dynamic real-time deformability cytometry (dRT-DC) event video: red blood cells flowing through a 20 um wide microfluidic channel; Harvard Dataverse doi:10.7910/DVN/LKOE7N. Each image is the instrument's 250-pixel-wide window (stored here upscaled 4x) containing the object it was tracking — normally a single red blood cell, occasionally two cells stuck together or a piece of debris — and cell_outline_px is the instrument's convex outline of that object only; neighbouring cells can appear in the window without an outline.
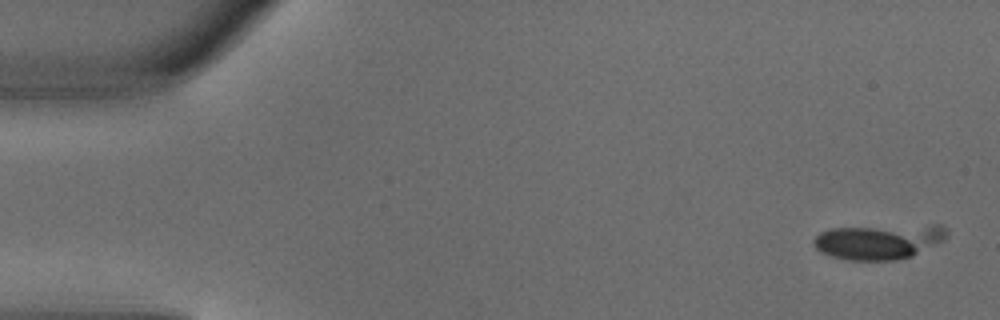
{"species": "common noctule bat (a hibernating species)", "species_latin": "Nyctalus noctula", "temperature_condition": "warm", "stored_images_in_passage": 4, "camera_frame_rate_fps": 3000, "um_per_image_px": 0.085, "animal": {"sex": "male", "body_mass_g": 18.8}, "frame": {"image": 1, "passage_image": 1, "time_ms": 0.0, "image_size_px": [1000, 320], "cell_outline_px": [[948, 236], [944, 240], [912, 256], [900, 260], [848, 260], [832, 256], [820, 252], [812, 244], [812, 240], [820, 232], [832, 228], [932, 224], [944, 224], [948, 228]], "centroid_in_image_um": [74.75, 20.52], "position_along_channel_um": 10.3, "area_um2": 27.63}}